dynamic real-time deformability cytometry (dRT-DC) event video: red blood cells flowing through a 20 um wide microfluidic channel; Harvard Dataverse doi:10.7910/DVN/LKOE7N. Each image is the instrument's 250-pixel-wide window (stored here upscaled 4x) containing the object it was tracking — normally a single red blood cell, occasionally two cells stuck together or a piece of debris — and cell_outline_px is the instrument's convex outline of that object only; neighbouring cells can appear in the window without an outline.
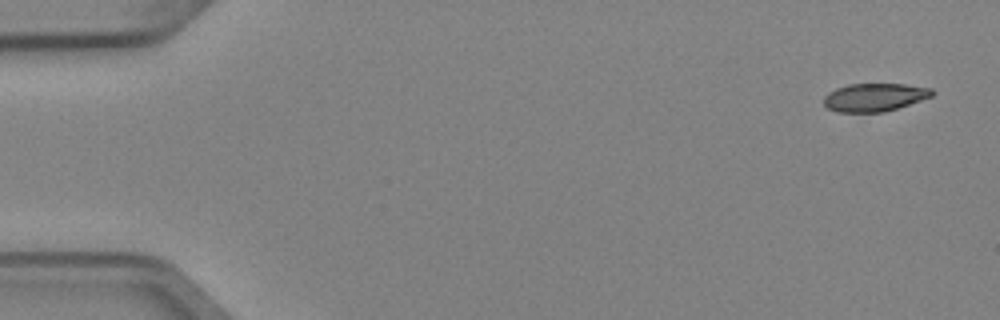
{"species": "Egyptian fruit bat (a non-hibernating species)", "species_latin": "Rousettus aegyptiacus", "temperature_condition": "cold", "stored_images_in_passage": 7, "camera_frame_rate_fps": 3000, "um_per_image_px": 0.085, "animal": {"sex": "female"}, "frame": {"image": 1, "passage_image": 1, "time_ms": 0.0, "image_size_px": [1000, 320], "cell_outline_px": [[936, 92], [932, 96], [884, 112], [836, 112], [828, 108], [824, 104], [824, 96], [828, 92], [836, 88], [848, 84], [904, 84], [932, 88]], "centroid_in_image_um": [74.32, 8.26], "position_along_channel_um": 10.7, "area_um2": 17.69}}
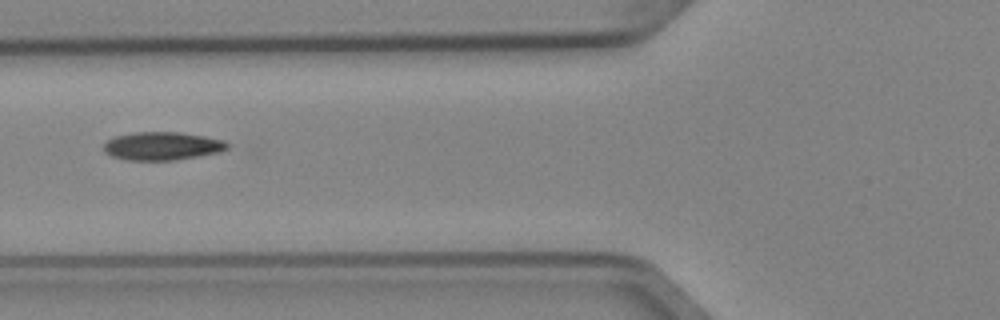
{"frame": {"image": 2, "passage_image": 6, "time_ms": 1.667, "image_size_px": [1000, 320], "cell_outline_px": [[228, 148], [220, 152], [172, 160], [128, 160], [112, 156], [104, 152], [104, 144], [112, 136], [136, 132], [180, 132], [204, 136], [224, 140], [228, 144]], "centroid_in_image_um": [13.76, 12.4], "position_along_channel_um": 112.0, "area_um2": 20.23}}
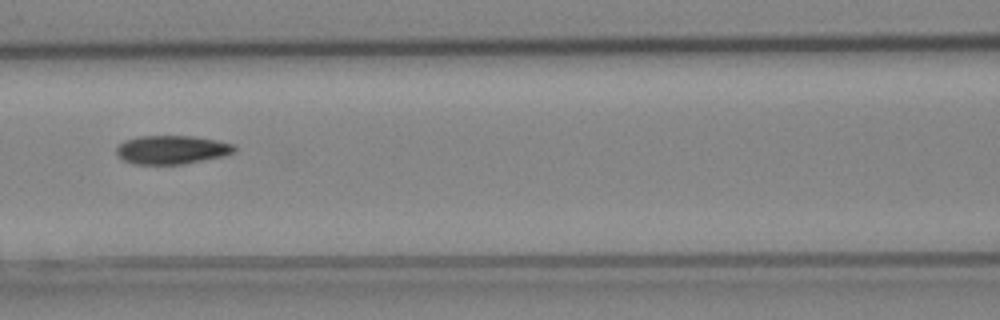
{"frame": {"image": 3, "passage_image": 7, "time_ms": 2.0, "image_size_px": [1000, 320], "cell_outline_px": [[236, 152], [224, 156], [184, 164], [136, 164], [124, 160], [116, 152], [116, 148], [124, 140], [136, 136], [192, 136], [216, 140], [232, 144], [236, 148]], "centroid_in_image_um": [14.61, 12.72], "position_along_channel_um": 152.0, "area_um2": 19.65}}